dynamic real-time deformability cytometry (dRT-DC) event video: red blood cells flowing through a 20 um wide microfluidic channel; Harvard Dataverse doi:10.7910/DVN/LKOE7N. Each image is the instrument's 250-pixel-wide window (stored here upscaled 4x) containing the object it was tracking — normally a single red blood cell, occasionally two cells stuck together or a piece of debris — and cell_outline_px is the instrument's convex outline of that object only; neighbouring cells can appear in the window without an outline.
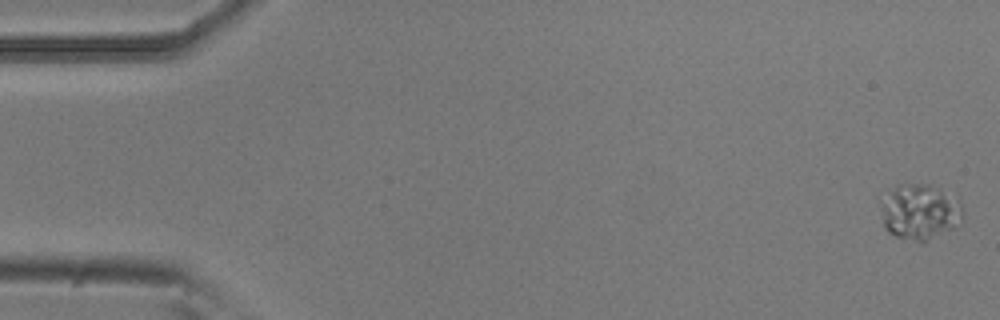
{"species": "common noctule bat (a hibernating species)", "species_latin": "Nyctalus noctula", "temperature_condition": "room temperature", "stored_images_in_passage": 54, "camera_frame_rate_fps": 3000, "um_per_image_px": 0.085, "animal": {"sex": "male", "body_mass_g": 20.5, "forearm_length_mm": 52.5}, "frame": {"image": 1, "passage_image": 1, "time_ms": 0.0, "image_size_px": [1000, 320], "cell_outline_px": [[964, 216], [956, 228], [924, 244], [920, 244], [896, 236], [888, 232], [884, 228], [880, 208], [880, 200], [892, 188], [900, 184], [928, 184], [960, 196], [964, 212]], "centroid_in_image_um": [78.24, 18.03], "position_along_channel_um": 6.8, "area_um2": 27.92}}
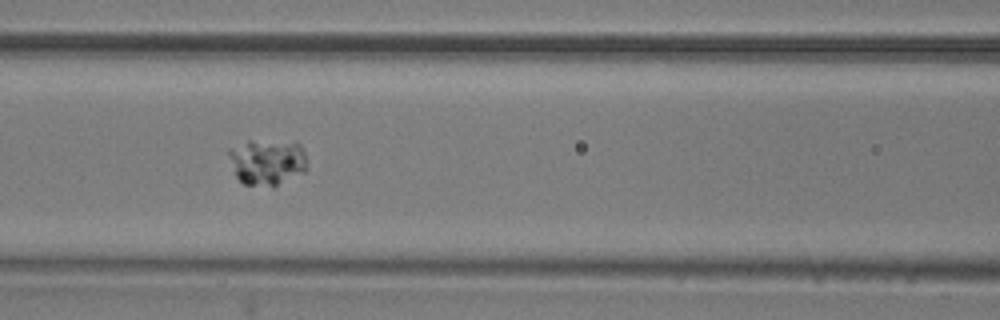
{"frame": {"image": 2, "passage_image": 23, "time_ms": 7.333, "image_size_px": [1000, 320], "cell_outline_px": [[308, 168], [304, 172], [272, 188], [244, 184], [236, 176], [228, 152], [228, 148], [248, 140], [296, 140], [300, 144], [304, 152]], "centroid_in_image_um": [22.74, 13.74], "position_along_channel_um": 143.9, "area_um2": 21.68}}
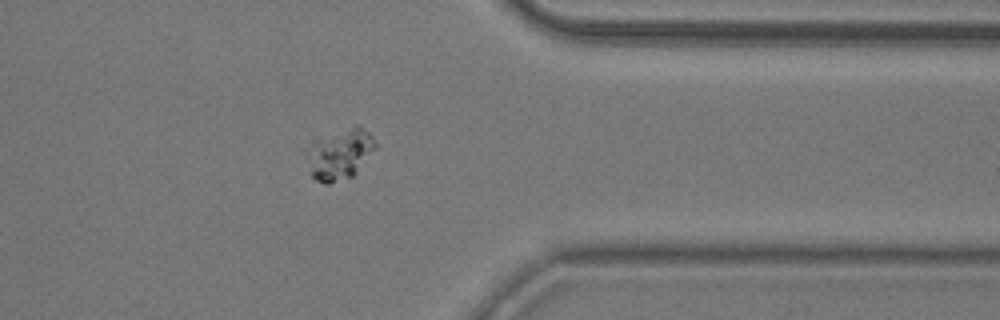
{"frame": {"image": 3, "passage_image": 43, "time_ms": 14.0, "image_size_px": [1000, 320], "cell_outline_px": [[376, 148], [356, 172], [352, 176], [328, 184], [324, 184], [316, 180], [312, 176], [312, 140], [356, 124], [364, 128], [372, 136], [376, 144]], "centroid_in_image_um": [28.98, 13.07], "position_along_channel_um": 382.4, "area_um2": 19.42}}